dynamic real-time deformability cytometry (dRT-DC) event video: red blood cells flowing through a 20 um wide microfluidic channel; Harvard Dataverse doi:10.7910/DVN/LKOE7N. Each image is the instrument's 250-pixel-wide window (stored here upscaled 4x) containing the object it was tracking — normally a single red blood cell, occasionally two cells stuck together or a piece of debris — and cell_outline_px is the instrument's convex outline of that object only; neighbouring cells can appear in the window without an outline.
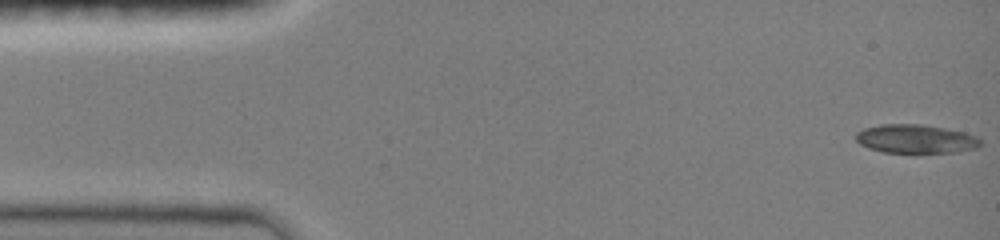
{"species": "common noctule bat (a hibernating species)", "species_latin": "Nyctalus noctula", "temperature_condition": "room temperature", "stored_images_in_passage": 47, "camera_frame_rate_fps": 3000, "um_per_image_px": 0.085, "animal": {"sex": "female", "body_mass_g": 19.0, "forearm_length_mm": 51.5}, "frame": {"image": 1, "passage_image": 1, "time_ms": 0.0, "image_size_px": [1000, 240], "cell_outline_px": [[980, 144], [976, 148], [956, 152], [884, 152], [868, 148], [860, 144], [856, 140], [856, 132], [864, 128], [880, 124], [920, 124], [944, 128], [964, 132], [976, 136], [980, 140]], "centroid_in_image_um": [77.8, 11.8], "position_along_channel_um": 7.2, "area_um2": 20.69}}
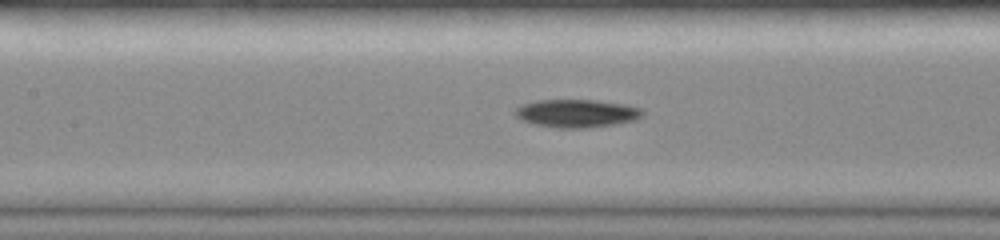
{"frame": {"image": 2, "passage_image": 21, "time_ms": 6.667, "image_size_px": [1000, 240], "cell_outline_px": [[644, 116], [636, 120], [620, 124], [588, 128], [556, 128], [532, 124], [516, 116], [512, 112], [520, 104], [536, 100], [596, 100], [628, 104], [640, 108], [644, 112]], "centroid_in_image_um": [49.05, 9.64], "position_along_channel_um": 158.4, "area_um2": 21.33}}
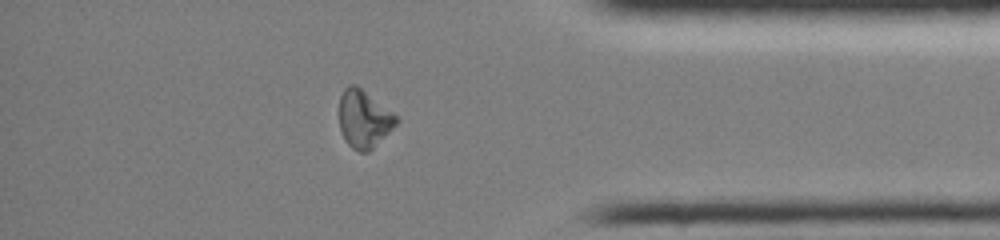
{"frame": {"image": 3, "passage_image": 40, "time_ms": 13.0, "image_size_px": [1000, 240], "cell_outline_px": [[400, 120], [368, 152], [360, 152], [352, 148], [348, 144], [340, 128], [340, 96], [344, 88], [348, 84], [356, 84], [396, 116]], "centroid_in_image_um": [30.9, 10.1], "position_along_channel_um": 404.3, "area_um2": 18.67}, "authors_computed_cell_mechanics": {"area_um2": 20.1722, "velocity_mm_per_s": 4.0696, "shape_relaxation_time_tau1_ms": 5.4655, "shape_relaxation_time_tau2_ms": null, "deformation_change_tau1": 0.1678, "deformation_change_tau2": null}}